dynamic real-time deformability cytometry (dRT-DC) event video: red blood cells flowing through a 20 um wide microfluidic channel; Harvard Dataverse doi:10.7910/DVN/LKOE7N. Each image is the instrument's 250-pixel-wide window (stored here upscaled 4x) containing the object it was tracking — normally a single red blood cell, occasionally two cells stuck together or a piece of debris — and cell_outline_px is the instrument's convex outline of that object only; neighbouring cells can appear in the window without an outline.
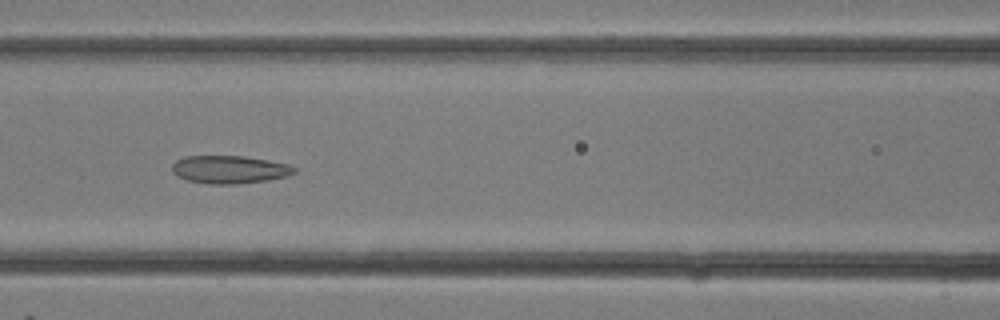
{"species": "common noctule bat (a hibernating species)", "species_latin": "Nyctalus noctula", "temperature_condition": "room temperature", "stored_images_in_passage": 18, "camera_frame_rate_fps": 3000, "um_per_image_px": 0.085, "animal": {"sex": "female"}, "frame": {"image": 1, "passage_image": 13, "time_ms": 4.0, "image_size_px": [1000, 320], "cell_outline_px": [[296, 172], [288, 176], [268, 180], [236, 184], [208, 184], [188, 180], [176, 176], [172, 172], [172, 164], [176, 160], [184, 156], [244, 156], [268, 160], [288, 164], [296, 168]], "centroid_in_image_um": [19.5, 14.41], "position_along_channel_um": 147.1, "area_um2": 20.0}}
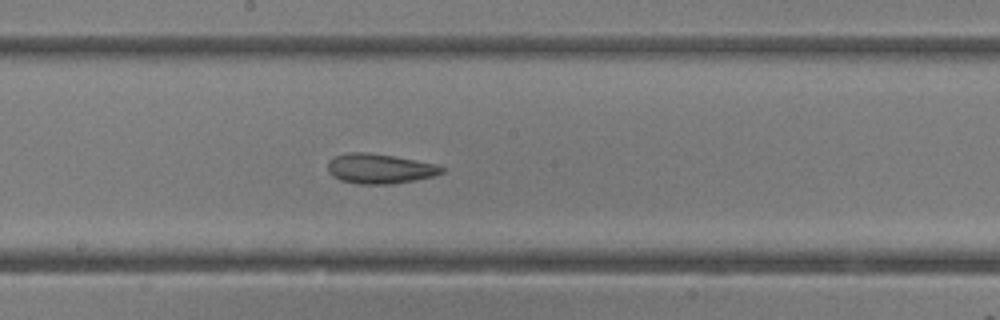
{"frame": {"image": 2, "passage_image": 16, "time_ms": 5.0, "image_size_px": [1000, 320], "cell_outline_px": [[444, 172], [432, 176], [416, 180], [392, 184], [356, 184], [340, 180], [332, 176], [328, 172], [328, 160], [336, 156], [348, 152], [364, 152], [392, 156], [436, 164], [444, 168]], "centroid_in_image_um": [32.24, 14.35], "position_along_channel_um": 216.0, "area_um2": 19.77}}
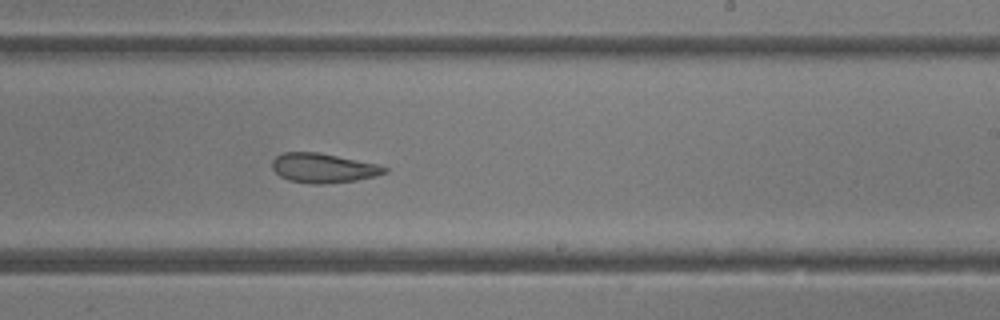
{"frame": {"image": 3, "passage_image": 18, "time_ms": 5.667, "image_size_px": [1000, 320], "cell_outline_px": [[388, 172], [376, 176], [356, 180], [324, 184], [308, 184], [288, 180], [280, 176], [272, 168], [272, 160], [276, 156], [284, 152], [316, 152], [380, 164], [388, 168]], "centroid_in_image_um": [27.49, 14.29], "position_along_channel_um": 261.5, "area_um2": 19.42}}